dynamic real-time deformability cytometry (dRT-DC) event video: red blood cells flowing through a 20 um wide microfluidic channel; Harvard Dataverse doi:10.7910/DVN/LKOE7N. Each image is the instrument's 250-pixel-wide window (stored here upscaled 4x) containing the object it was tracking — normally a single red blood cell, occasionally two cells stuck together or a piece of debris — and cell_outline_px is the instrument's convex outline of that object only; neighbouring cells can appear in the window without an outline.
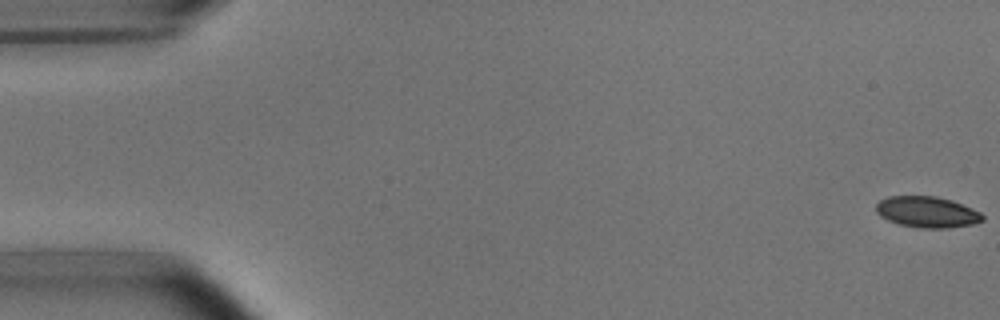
{"species": "common noctule bat (a hibernating species)", "species_latin": "Nyctalus noctula", "temperature_condition": "room temperature", "stored_images_in_passage": 53, "camera_frame_rate_fps": 3000, "um_per_image_px": 0.085, "animal": {"sex": "male", "body_mass_g": 15.6}, "frame": {"image": 1, "passage_image": 1, "time_ms": 0.0, "image_size_px": [1000, 320], "cell_outline_px": [[984, 220], [972, 224], [948, 228], [920, 228], [900, 224], [888, 220], [880, 216], [876, 212], [876, 204], [880, 200], [888, 196], [936, 196], [952, 200], [972, 208], [980, 212], [984, 216]], "centroid_in_image_um": [78.8, 18.02], "position_along_channel_um": 6.2, "area_um2": 19.31}}
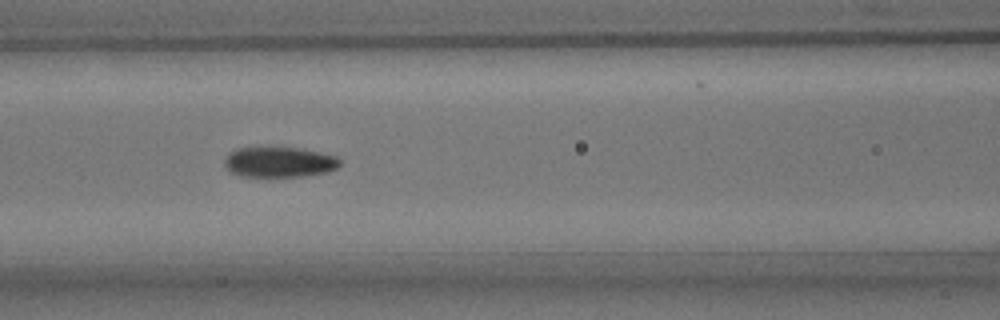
{"frame": {"image": 2, "passage_image": 23, "time_ms": 7.333, "image_size_px": [1000, 320], "cell_outline_px": [[340, 164], [336, 168], [328, 172], [304, 176], [240, 176], [232, 172], [224, 164], [224, 160], [228, 152], [236, 148], [300, 148], [320, 152], [336, 156], [340, 160]], "centroid_in_image_um": [23.74, 13.77], "position_along_channel_um": 142.9, "area_um2": 20.29}}
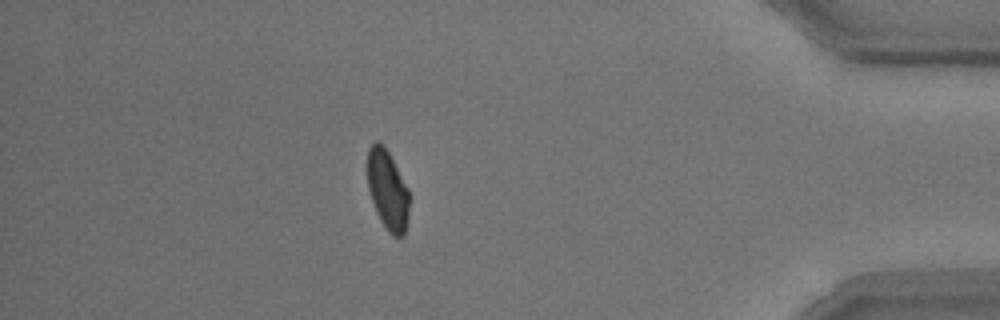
{"frame": {"image": 3, "passage_image": 47, "time_ms": 15.333, "image_size_px": [1000, 320], "cell_outline_px": [[412, 196], [404, 236], [392, 236], [388, 232], [380, 220], [376, 212], [368, 188], [368, 148], [376, 140], [384, 144], [408, 188]], "centroid_in_image_um": [32.98, 16.16], "position_along_channel_um": 402.2, "area_um2": 19.71}, "authors_computed_cell_mechanics": {"area_um2": 20.6346, "velocity_mm_per_s": 3.7764, "shape_relaxation_time_tau1_ms": 3.8971, "shape_relaxation_time_tau2_ms": 2.4942, "deformation_change_tau1": 0.1264, "deformation_change_tau2": 0.0733}}